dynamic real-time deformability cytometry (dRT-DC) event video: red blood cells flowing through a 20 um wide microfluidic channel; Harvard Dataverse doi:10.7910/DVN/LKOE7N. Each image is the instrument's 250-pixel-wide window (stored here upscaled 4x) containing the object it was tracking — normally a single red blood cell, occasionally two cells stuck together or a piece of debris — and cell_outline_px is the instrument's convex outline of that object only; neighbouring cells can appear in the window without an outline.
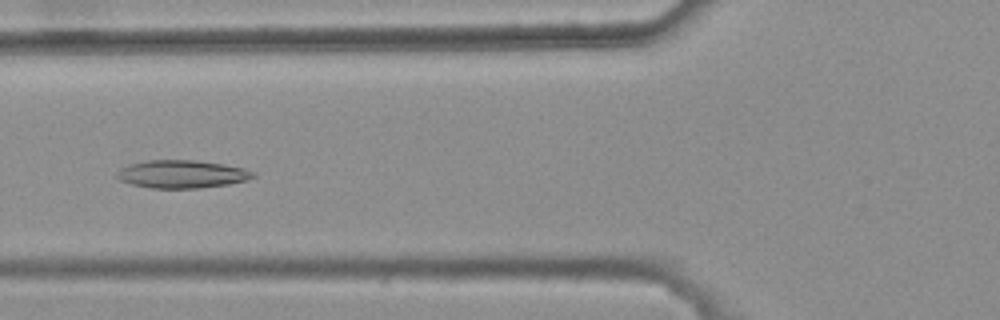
{"species": "common noctule bat (a hibernating species)", "species_latin": "Nyctalus noctula", "temperature_condition": "warm", "stored_images_in_passage": 5, "camera_frame_rate_fps": 3000, "um_per_image_px": 0.085, "animal": {"sex": "female", "body_mass_g": 25.1}, "frame": {"image": 1, "passage_image": 5, "time_ms": 1.333, "image_size_px": [1000, 320], "cell_outline_px": [[256, 176], [248, 180], [228, 184], [200, 188], [152, 188], [132, 184], [120, 180], [116, 176], [116, 172], [120, 168], [128, 164], [148, 160], [196, 160], [224, 164], [244, 168], [256, 172]], "centroid_in_image_um": [15.48, 14.79], "position_along_channel_um": 110.3, "area_um2": 22.31}}